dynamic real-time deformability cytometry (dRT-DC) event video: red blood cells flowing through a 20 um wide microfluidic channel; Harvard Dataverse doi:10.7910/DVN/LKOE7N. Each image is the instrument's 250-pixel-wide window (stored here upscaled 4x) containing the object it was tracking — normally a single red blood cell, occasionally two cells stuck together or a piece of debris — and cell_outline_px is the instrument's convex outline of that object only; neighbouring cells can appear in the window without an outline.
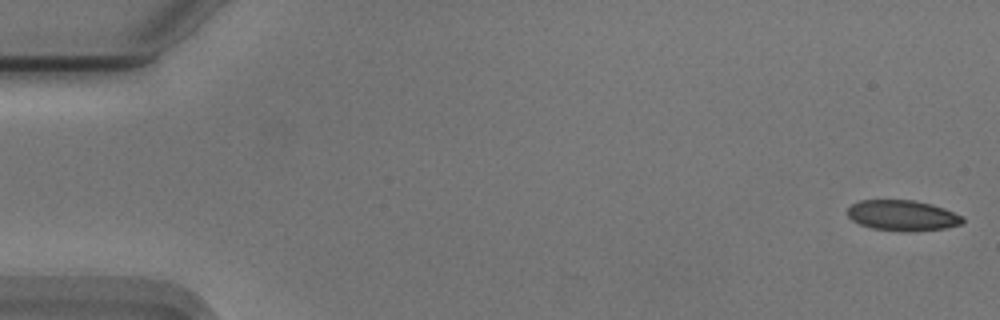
{"species": "Egyptian fruit bat (a non-hibernating species)", "species_latin": "Rousettus aegyptiacus", "temperature_condition": "cold", "stored_images_in_passage": 55, "camera_frame_rate_fps": 3000, "um_per_image_px": 0.085, "animal": {"sex": "male"}, "frame": {"image": 1, "passage_image": 1, "time_ms": 0.0, "image_size_px": [1000, 320], "cell_outline_px": [[964, 220], [960, 224], [944, 228], [900, 232], [872, 228], [860, 224], [852, 220], [848, 216], [848, 208], [852, 204], [860, 200], [912, 200], [932, 204], [944, 208], [964, 216]], "centroid_in_image_um": [76.71, 18.31], "position_along_channel_um": 8.3, "area_um2": 20.46}}
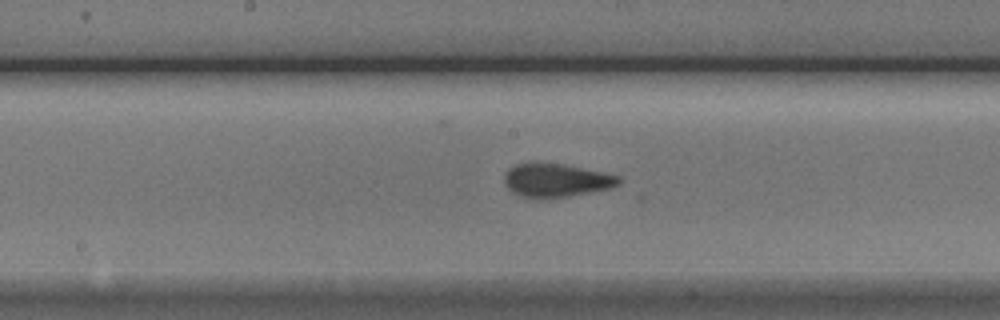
{"frame": {"image": 2, "passage_image": 28, "time_ms": 9.0, "image_size_px": [1000, 320], "cell_outline_px": [[620, 184], [612, 188], [568, 196], [532, 200], [520, 196], [512, 192], [504, 184], [504, 176], [508, 168], [516, 164], [532, 160], [564, 164], [620, 176]], "centroid_in_image_um": [47.2, 15.31], "position_along_channel_um": 201.0, "area_um2": 23.0}}
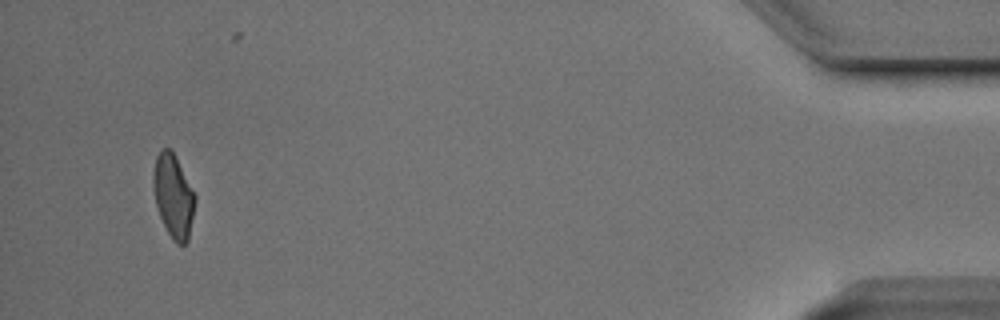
{"frame": {"image": 3, "passage_image": 52, "time_ms": 17.0, "image_size_px": [1000, 320], "cell_outline_px": [[196, 200], [188, 240], [184, 244], [176, 244], [172, 240], [156, 208], [152, 188], [152, 176], [156, 156], [160, 148], [168, 148], [176, 156], [196, 196]], "centroid_in_image_um": [14.72, 16.64], "position_along_channel_um": 420.5, "area_um2": 20.46}, "authors_computed_cell_mechanics": {"area_um2": 21.8484, "velocity_mm_per_s": 3.735, "shape_relaxation_time_tau1_ms": 4.0652, "shape_relaxation_time_tau2_ms": 0.8649, "deformation_change_tau1": 0.134, "deformation_change_tau2": 0.0716}}